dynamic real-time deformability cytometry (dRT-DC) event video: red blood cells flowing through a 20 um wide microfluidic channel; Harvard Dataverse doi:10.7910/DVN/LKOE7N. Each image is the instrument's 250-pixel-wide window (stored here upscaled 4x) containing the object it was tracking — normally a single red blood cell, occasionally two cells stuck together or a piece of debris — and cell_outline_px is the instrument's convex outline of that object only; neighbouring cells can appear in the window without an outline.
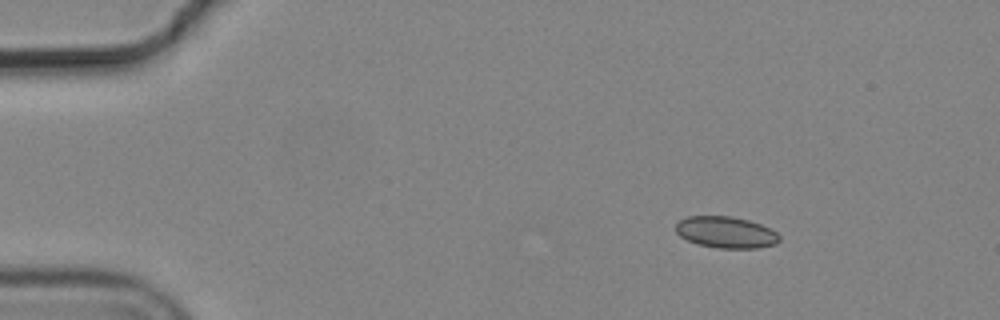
{"species": "common noctule bat (a hibernating species)", "species_latin": "Nyctalus noctula", "temperature_condition": "cold", "stored_images_in_passage": 6, "camera_frame_rate_fps": 3000, "um_per_image_px": 0.085, "animal": {"sex": "male", "body_mass_g": 19.2, "forearm_length_mm": 51.8}, "frame": {"image": 1, "passage_image": 2, "time_ms": 0.333, "image_size_px": [1000, 320], "cell_outline_px": [[780, 240], [776, 244], [756, 248], [720, 248], [700, 244], [688, 240], [680, 236], [676, 232], [676, 224], [680, 220], [688, 216], [732, 216], [748, 220], [760, 224], [776, 232], [780, 236]], "centroid_in_image_um": [61.71, 19.74], "position_along_channel_um": 23.3, "area_um2": 18.84}}
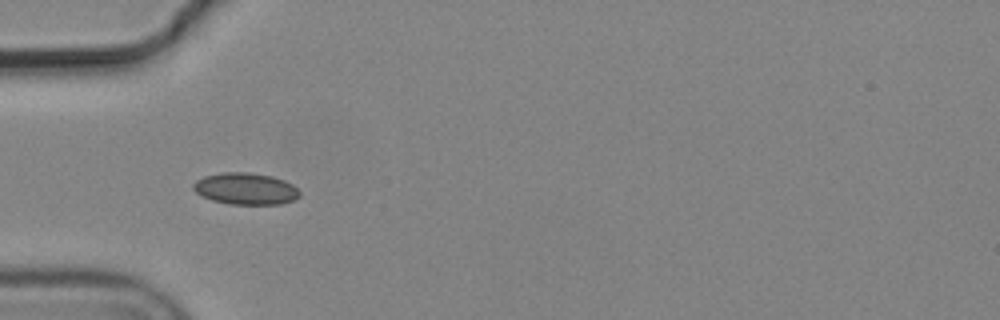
{"frame": {"image": 2, "passage_image": 5, "time_ms": 1.333, "image_size_px": [1000, 320], "cell_outline_px": [[300, 196], [292, 200], [280, 204], [228, 204], [212, 200], [200, 196], [192, 188], [192, 184], [196, 180], [204, 176], [224, 172], [248, 172], [272, 176], [284, 180], [292, 184], [300, 192]], "centroid_in_image_um": [20.85, 16.04], "position_along_channel_um": 64.2, "area_um2": 19.71}}
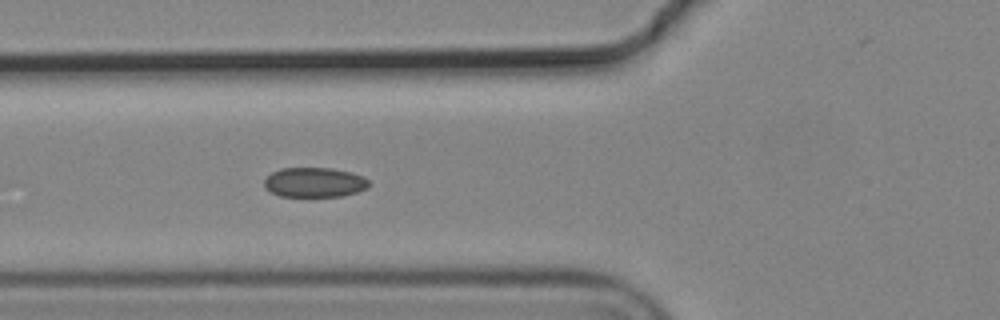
{"frame": {"image": 3, "passage_image": 6, "time_ms": 1.667, "image_size_px": [1000, 320], "cell_outline_px": [[372, 184], [368, 188], [344, 196], [280, 196], [264, 188], [264, 180], [272, 172], [280, 168], [332, 168], [352, 172], [368, 180]], "centroid_in_image_um": [26.74, 15.5], "position_along_channel_um": 99.1, "area_um2": 18.21}}